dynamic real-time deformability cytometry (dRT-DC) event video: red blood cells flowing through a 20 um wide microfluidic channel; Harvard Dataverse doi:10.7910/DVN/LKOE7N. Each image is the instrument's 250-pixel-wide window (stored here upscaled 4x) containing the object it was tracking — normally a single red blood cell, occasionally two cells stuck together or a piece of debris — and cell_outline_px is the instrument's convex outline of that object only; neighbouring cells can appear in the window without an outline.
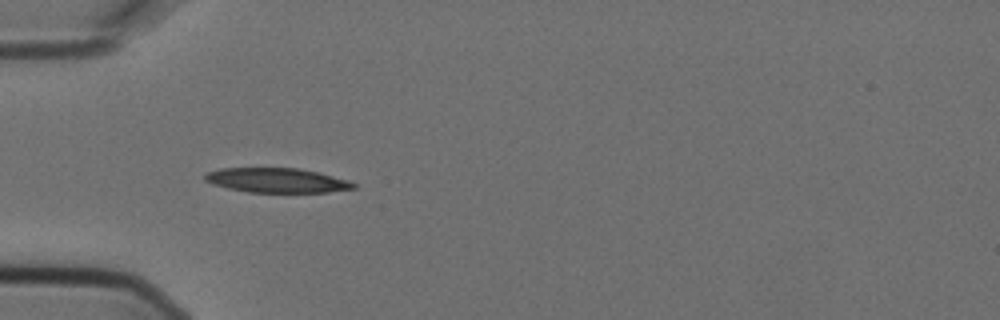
{"species": "Egyptian fruit bat (a non-hibernating species)", "species_latin": "Rousettus aegyptiacus", "temperature_condition": "cold", "stored_images_in_passage": 10, "camera_frame_rate_fps": 3000, "um_per_image_px": 0.085, "animal": {"sex": "female"}, "frame": {"image": 1, "passage_image": 4, "time_ms": 1.0, "image_size_px": [1000, 320], "cell_outline_px": [[356, 188], [328, 192], [248, 192], [228, 188], [212, 184], [204, 180], [204, 176], [208, 172], [220, 168], [300, 168], [348, 180], [356, 184]], "centroid_in_image_um": [23.51, 15.33], "position_along_channel_um": 61.5, "area_um2": 21.15}}
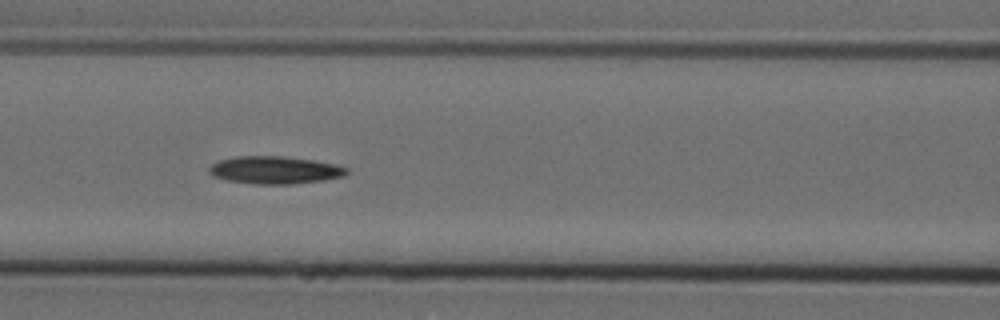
{"frame": {"image": 2, "passage_image": 6, "time_ms": 1.667, "image_size_px": [1000, 320], "cell_outline_px": [[348, 172], [344, 176], [324, 180], [292, 184], [256, 184], [228, 180], [212, 176], [208, 172], [208, 168], [212, 164], [220, 160], [236, 156], [284, 156], [312, 160], [336, 164], [348, 168]], "centroid_in_image_um": [23.36, 14.45], "position_along_channel_um": 143.2, "area_um2": 22.14}}
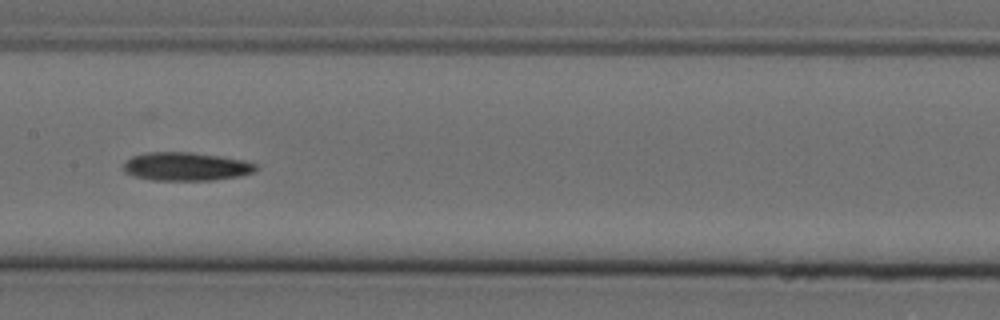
{"frame": {"image": 3, "passage_image": 7, "time_ms": 2.0, "image_size_px": [1000, 320], "cell_outline_px": [[256, 168], [252, 172], [240, 176], [212, 180], [152, 180], [132, 176], [124, 172], [124, 164], [132, 156], [148, 152], [192, 152], [220, 156], [244, 160], [256, 164]], "centroid_in_image_um": [15.79, 14.15], "position_along_channel_um": 191.6, "area_um2": 21.85}}